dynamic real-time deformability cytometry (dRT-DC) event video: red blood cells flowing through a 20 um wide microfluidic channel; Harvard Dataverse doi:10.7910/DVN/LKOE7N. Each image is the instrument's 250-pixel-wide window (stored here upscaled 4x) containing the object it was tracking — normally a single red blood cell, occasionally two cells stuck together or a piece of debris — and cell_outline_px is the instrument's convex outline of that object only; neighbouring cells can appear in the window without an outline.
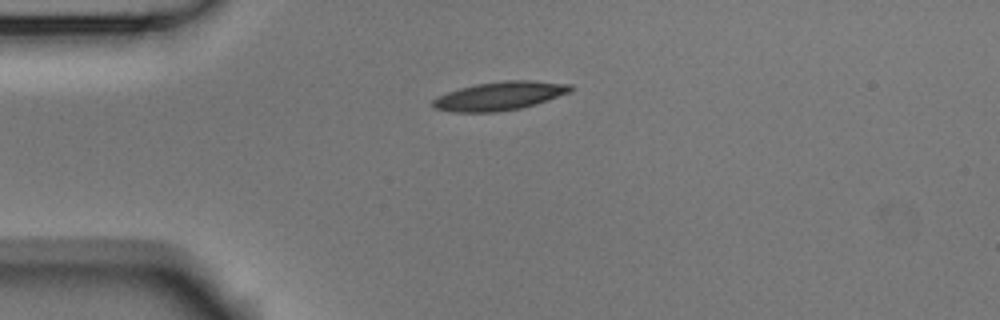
{"species": "Egyptian fruit bat (a non-hibernating species)", "species_latin": "Rousettus aegyptiacus", "temperature_condition": "room temperature", "stored_images_in_passage": 1, "camera_frame_rate_fps": 3000, "um_per_image_px": 0.085, "animal": {"sex": "male"}, "frame": {"image": 1, "passage_image": 1, "time_ms": 0.0, "image_size_px": [1000, 320], "cell_outline_px": [[572, 92], [536, 104], [520, 108], [496, 112], [452, 112], [432, 108], [432, 100], [448, 92], [460, 88], [476, 84], [504, 80], [528, 80], [572, 84]], "centroid_in_image_um": [42.49, 8.16], "position_along_channel_um": 42.5, "area_um2": 22.95}}